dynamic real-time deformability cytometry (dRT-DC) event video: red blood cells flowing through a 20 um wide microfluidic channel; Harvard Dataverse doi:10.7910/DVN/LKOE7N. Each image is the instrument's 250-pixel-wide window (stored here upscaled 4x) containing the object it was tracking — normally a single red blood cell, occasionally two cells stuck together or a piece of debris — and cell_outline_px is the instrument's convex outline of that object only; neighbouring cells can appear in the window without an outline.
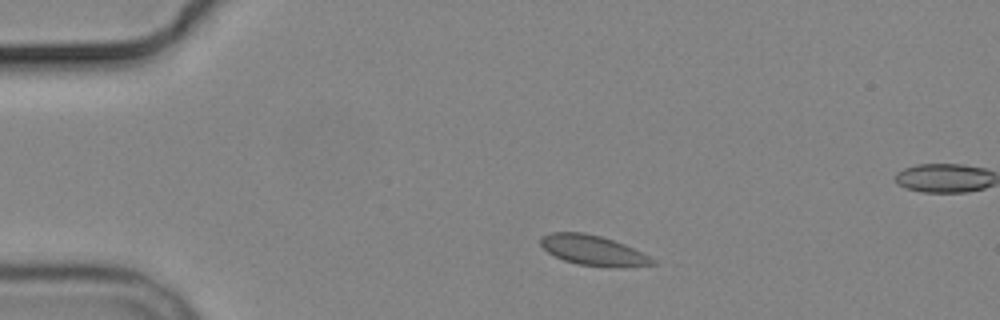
{"species": "common noctule bat (a hibernating species)", "species_latin": "Nyctalus noctula", "temperature_condition": "cold", "stored_images_in_passage": 5, "camera_frame_rate_fps": 3000, "um_per_image_px": 0.085, "animal": {"sex": "male", "body_mass_g": 19.2, "forearm_length_mm": 51.8}, "frame": {"image": 1, "passage_image": 1, "time_ms": 0.0, "image_size_px": [1000, 320], "cell_outline_px": [[656, 264], [576, 264], [564, 260], [548, 252], [540, 244], [540, 236], [552, 232], [584, 232], [600, 236], [624, 244], [656, 260]], "centroid_in_image_um": [50.27, 21.2], "position_along_channel_um": 34.7, "area_um2": 18.38}}
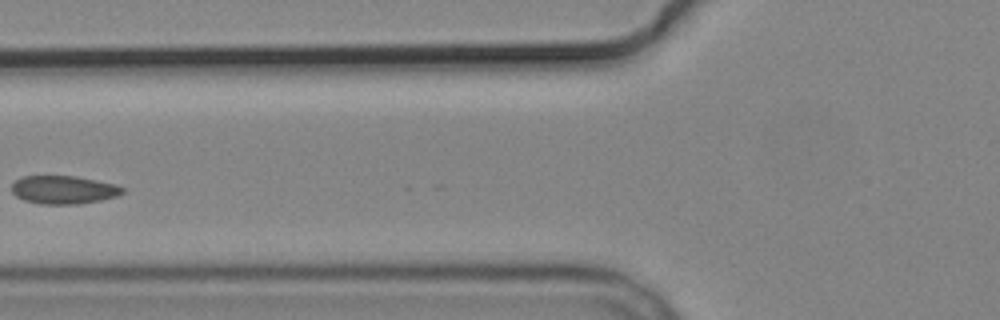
{"frame": {"image": 2, "passage_image": 4, "time_ms": 3.667, "image_size_px": [1000, 320], "cell_outline_px": [[124, 192], [116, 196], [100, 200], [76, 204], [40, 204], [24, 200], [16, 196], [12, 192], [12, 184], [20, 176], [76, 176], [116, 184], [124, 188]], "centroid_in_image_um": [5.39, 16.12], "position_along_channel_um": 120.4, "area_um2": 18.21}}
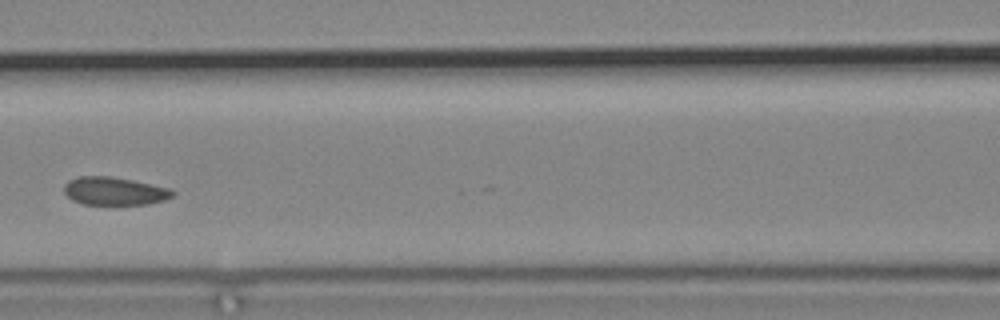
{"frame": {"image": 3, "passage_image": 5, "time_ms": 4.667, "image_size_px": [1000, 320], "cell_outline_px": [[176, 192], [172, 196], [164, 200], [148, 204], [84, 204], [72, 200], [64, 192], [64, 184], [68, 180], [80, 176], [112, 176], [132, 180], [168, 188]], "centroid_in_image_um": [9.7, 16.23], "position_along_channel_um": 156.9, "area_um2": 17.63}}